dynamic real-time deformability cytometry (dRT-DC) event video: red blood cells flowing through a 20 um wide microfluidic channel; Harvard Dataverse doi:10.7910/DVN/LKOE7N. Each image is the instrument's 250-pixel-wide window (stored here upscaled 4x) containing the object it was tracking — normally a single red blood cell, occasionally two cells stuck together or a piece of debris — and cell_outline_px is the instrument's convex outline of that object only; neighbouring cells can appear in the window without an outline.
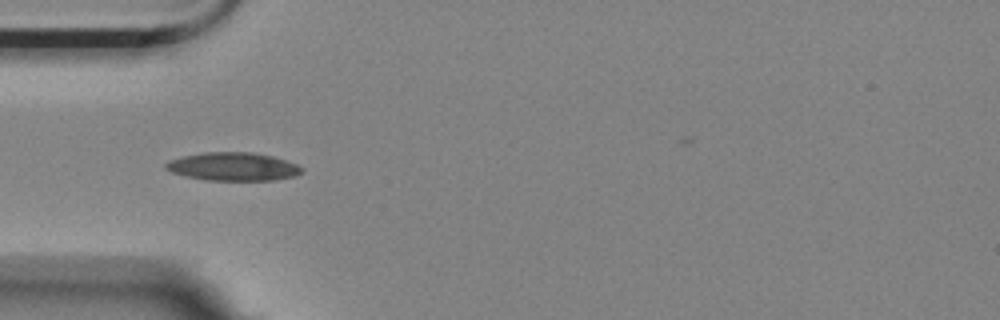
{"species": "Egyptian fruit bat (a non-hibernating species)", "species_latin": "Rousettus aegyptiacus", "temperature_condition": "room temperature", "stored_images_in_passage": 14, "camera_frame_rate_fps": 3000, "um_per_image_px": 0.085, "animal": {"sex": "female"}, "frame": {"image": 1, "passage_image": 4, "time_ms": 1.0, "image_size_px": [1000, 320], "cell_outline_px": [[304, 168], [300, 172], [292, 176], [272, 180], [204, 180], [172, 172], [164, 168], [164, 164], [168, 160], [184, 156], [204, 152], [252, 152], [272, 156], [296, 164]], "centroid_in_image_um": [19.77, 14.15], "position_along_channel_um": 65.2, "area_um2": 22.14}}
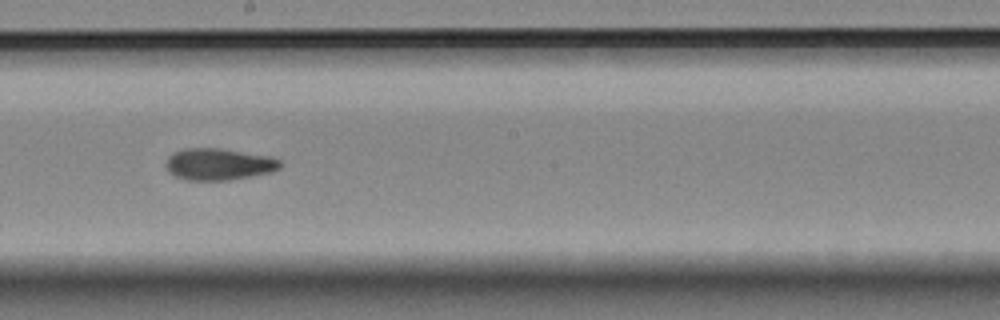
{"frame": {"image": 2, "passage_image": 8, "time_ms": 2.333, "image_size_px": [1000, 320], "cell_outline_px": [[280, 168], [272, 172], [252, 176], [228, 180], [184, 180], [168, 172], [164, 164], [168, 156], [184, 148], [220, 148], [272, 156], [280, 160]], "centroid_in_image_um": [18.59, 13.96], "position_along_channel_um": 229.6, "area_um2": 21.33}}
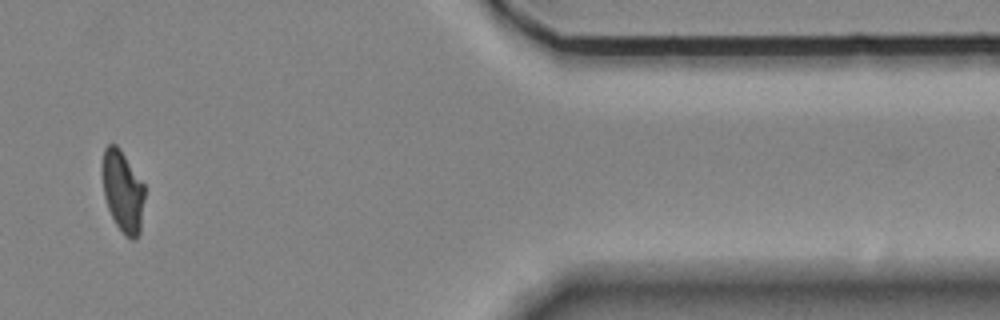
{"frame": {"image": 3, "passage_image": 13, "time_ms": 4.0, "image_size_px": [1000, 320], "cell_outline_px": [[144, 200], [140, 232], [136, 240], [132, 240], [124, 236], [116, 224], [108, 208], [104, 196], [100, 172], [100, 164], [104, 148], [108, 144], [116, 144], [120, 148], [144, 184]], "centroid_in_image_um": [10.4, 16.24], "position_along_channel_um": 401.0, "area_um2": 20.63}}